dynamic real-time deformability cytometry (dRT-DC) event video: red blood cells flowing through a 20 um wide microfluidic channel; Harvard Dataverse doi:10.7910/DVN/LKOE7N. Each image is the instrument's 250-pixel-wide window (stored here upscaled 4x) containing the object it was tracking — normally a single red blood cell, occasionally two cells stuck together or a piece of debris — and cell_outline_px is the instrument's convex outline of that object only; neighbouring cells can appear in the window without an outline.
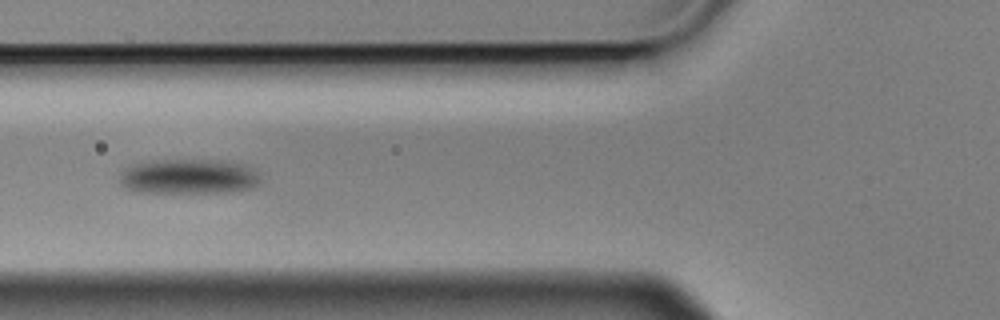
{"species": "Egyptian fruit bat (a non-hibernating species)", "species_latin": "Rousettus aegyptiacus", "temperature_condition": "cold", "stored_images_in_passage": 12, "camera_frame_rate_fps": 3000, "um_per_image_px": 0.085, "animal": {"sex": "male"}, "frame": {"image": 1, "passage_image": 3, "time_ms": 0.667, "image_size_px": [1000, 320], "cell_outline_px": [[260, 184], [248, 188], [228, 192], [140, 192], [128, 188], [120, 184], [120, 172], [128, 164], [144, 160], [220, 160], [244, 164], [256, 168], [260, 172]], "centroid_in_image_um": [16.04, 14.98], "position_along_channel_um": 109.8, "area_um2": 29.19}}
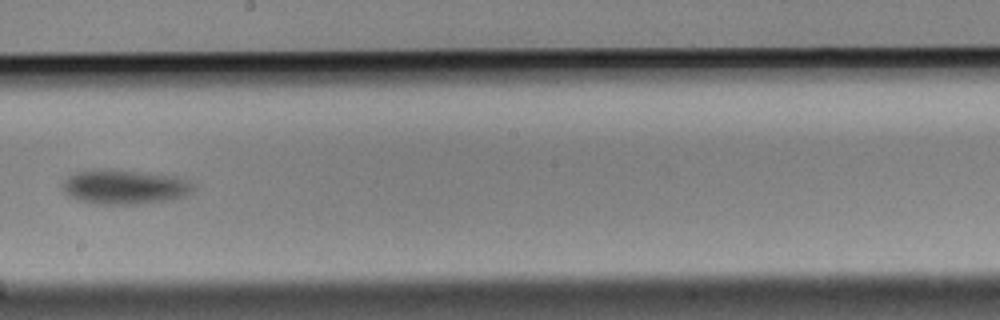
{"frame": {"image": 2, "passage_image": 6, "time_ms": 1.667, "image_size_px": [1000, 320], "cell_outline_px": [[196, 188], [192, 192], [184, 196], [168, 200], [136, 204], [104, 204], [80, 200], [64, 192], [60, 188], [64, 180], [68, 176], [76, 172], [100, 168], [104, 168], [140, 172], [172, 176], [184, 180], [192, 184]], "centroid_in_image_um": [10.55, 15.88], "position_along_channel_um": 237.6, "area_um2": 26.01}}
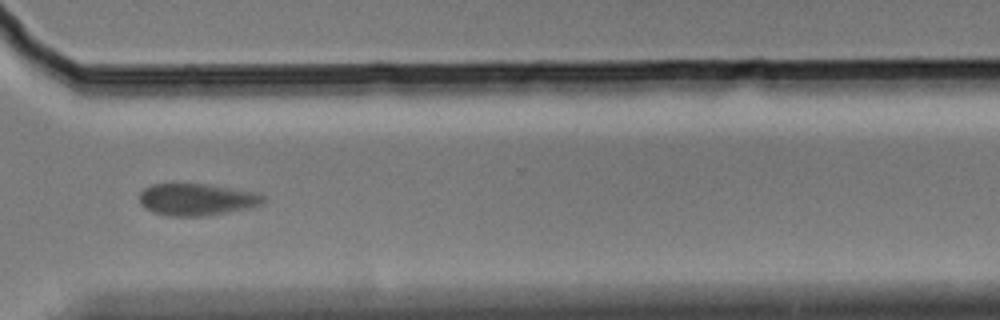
{"frame": {"image": 3, "passage_image": 9, "time_ms": 2.667, "image_size_px": [1000, 320], "cell_outline_px": [[264, 204], [204, 216], [168, 216], [152, 212], [144, 208], [140, 204], [140, 192], [144, 188], [152, 184], [208, 184], [252, 192], [264, 196]], "centroid_in_image_um": [16.65, 16.96], "position_along_channel_um": 354.0, "area_um2": 22.77}}